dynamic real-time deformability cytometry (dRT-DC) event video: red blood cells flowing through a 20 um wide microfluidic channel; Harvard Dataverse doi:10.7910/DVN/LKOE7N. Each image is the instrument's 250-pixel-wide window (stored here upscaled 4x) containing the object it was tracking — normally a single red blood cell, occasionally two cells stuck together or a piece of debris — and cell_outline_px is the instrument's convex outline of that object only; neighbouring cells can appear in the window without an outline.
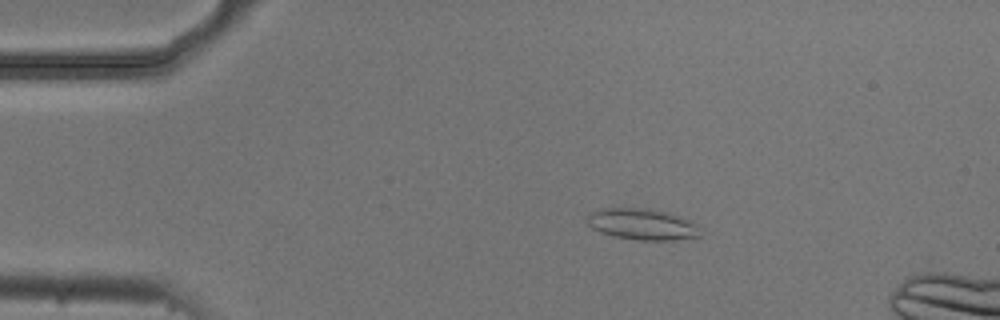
{"species": "common noctule bat (a hibernating species)", "species_latin": "Nyctalus noctula", "temperature_condition": "cold", "stored_images_in_passage": 15, "camera_frame_rate_fps": 3000, "um_per_image_px": 0.085, "animal": {"sex": "male", "body_mass_g": 20.5, "forearm_length_mm": 52.5}, "frame": {"image": 1, "passage_image": 10, "time_ms": 3.0, "image_size_px": [1000, 320], "cell_outline_px": [[700, 236], [672, 240], [640, 240], [616, 236], [600, 232], [592, 228], [588, 224], [588, 212], [600, 208], [632, 208], [664, 212], [680, 216], [692, 220], [696, 224]], "centroid_in_image_um": [54.56, 19.06], "position_along_channel_um": 30.4, "area_um2": 20.23}}